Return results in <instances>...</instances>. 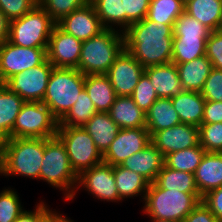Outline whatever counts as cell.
I'll return each mask as SVG.
<instances>
[{
	"instance_id": "cell-1",
	"label": "cell",
	"mask_w": 222,
	"mask_h": 222,
	"mask_svg": "<svg viewBox=\"0 0 222 222\" xmlns=\"http://www.w3.org/2000/svg\"><path fill=\"white\" fill-rule=\"evenodd\" d=\"M125 49L144 67L172 61L173 27L146 17L124 32Z\"/></svg>"
},
{
	"instance_id": "cell-2",
	"label": "cell",
	"mask_w": 222,
	"mask_h": 222,
	"mask_svg": "<svg viewBox=\"0 0 222 222\" xmlns=\"http://www.w3.org/2000/svg\"><path fill=\"white\" fill-rule=\"evenodd\" d=\"M44 138H10L1 141L0 175L36 179L40 176Z\"/></svg>"
},
{
	"instance_id": "cell-3",
	"label": "cell",
	"mask_w": 222,
	"mask_h": 222,
	"mask_svg": "<svg viewBox=\"0 0 222 222\" xmlns=\"http://www.w3.org/2000/svg\"><path fill=\"white\" fill-rule=\"evenodd\" d=\"M124 48L123 32L104 29L83 41L77 69L84 75L106 74Z\"/></svg>"
},
{
	"instance_id": "cell-4",
	"label": "cell",
	"mask_w": 222,
	"mask_h": 222,
	"mask_svg": "<svg viewBox=\"0 0 222 222\" xmlns=\"http://www.w3.org/2000/svg\"><path fill=\"white\" fill-rule=\"evenodd\" d=\"M201 201L199 193L166 190L153 182L149 183L142 211L151 219L182 222Z\"/></svg>"
},
{
	"instance_id": "cell-5",
	"label": "cell",
	"mask_w": 222,
	"mask_h": 222,
	"mask_svg": "<svg viewBox=\"0 0 222 222\" xmlns=\"http://www.w3.org/2000/svg\"><path fill=\"white\" fill-rule=\"evenodd\" d=\"M39 180L63 191L65 201H70L75 195L78 176L71 168L65 145L57 136L44 139Z\"/></svg>"
},
{
	"instance_id": "cell-6",
	"label": "cell",
	"mask_w": 222,
	"mask_h": 222,
	"mask_svg": "<svg viewBox=\"0 0 222 222\" xmlns=\"http://www.w3.org/2000/svg\"><path fill=\"white\" fill-rule=\"evenodd\" d=\"M84 84L85 75L78 69L53 67L42 102L60 121L78 100Z\"/></svg>"
},
{
	"instance_id": "cell-7",
	"label": "cell",
	"mask_w": 222,
	"mask_h": 222,
	"mask_svg": "<svg viewBox=\"0 0 222 222\" xmlns=\"http://www.w3.org/2000/svg\"><path fill=\"white\" fill-rule=\"evenodd\" d=\"M55 25L38 3L28 13L10 22L8 40L22 47L47 48Z\"/></svg>"
},
{
	"instance_id": "cell-8",
	"label": "cell",
	"mask_w": 222,
	"mask_h": 222,
	"mask_svg": "<svg viewBox=\"0 0 222 222\" xmlns=\"http://www.w3.org/2000/svg\"><path fill=\"white\" fill-rule=\"evenodd\" d=\"M59 121L43 102H25L16 118L11 134L6 138H53Z\"/></svg>"
},
{
	"instance_id": "cell-9",
	"label": "cell",
	"mask_w": 222,
	"mask_h": 222,
	"mask_svg": "<svg viewBox=\"0 0 222 222\" xmlns=\"http://www.w3.org/2000/svg\"><path fill=\"white\" fill-rule=\"evenodd\" d=\"M56 136L65 145L69 163L77 176L103 162L102 154L83 127H58Z\"/></svg>"
},
{
	"instance_id": "cell-10",
	"label": "cell",
	"mask_w": 222,
	"mask_h": 222,
	"mask_svg": "<svg viewBox=\"0 0 222 222\" xmlns=\"http://www.w3.org/2000/svg\"><path fill=\"white\" fill-rule=\"evenodd\" d=\"M53 67L46 59L41 65L17 73L2 84L25 102H42Z\"/></svg>"
},
{
	"instance_id": "cell-11",
	"label": "cell",
	"mask_w": 222,
	"mask_h": 222,
	"mask_svg": "<svg viewBox=\"0 0 222 222\" xmlns=\"http://www.w3.org/2000/svg\"><path fill=\"white\" fill-rule=\"evenodd\" d=\"M47 48H29L11 43L0 45V82L13 75L41 65L47 59Z\"/></svg>"
},
{
	"instance_id": "cell-12",
	"label": "cell",
	"mask_w": 222,
	"mask_h": 222,
	"mask_svg": "<svg viewBox=\"0 0 222 222\" xmlns=\"http://www.w3.org/2000/svg\"><path fill=\"white\" fill-rule=\"evenodd\" d=\"M83 189L91 194L93 198H97L100 201L106 202H121L118 195L117 186L115 183L114 177V166H111L107 163H100L91 167L88 170H84L78 176V183L75 190V195L72 197H76V193ZM79 188V189H78Z\"/></svg>"
},
{
	"instance_id": "cell-13",
	"label": "cell",
	"mask_w": 222,
	"mask_h": 222,
	"mask_svg": "<svg viewBox=\"0 0 222 222\" xmlns=\"http://www.w3.org/2000/svg\"><path fill=\"white\" fill-rule=\"evenodd\" d=\"M145 68L124 48L105 74L116 96H131Z\"/></svg>"
},
{
	"instance_id": "cell-14",
	"label": "cell",
	"mask_w": 222,
	"mask_h": 222,
	"mask_svg": "<svg viewBox=\"0 0 222 222\" xmlns=\"http://www.w3.org/2000/svg\"><path fill=\"white\" fill-rule=\"evenodd\" d=\"M82 43L55 25L46 49L47 59L54 67L77 69Z\"/></svg>"
},
{
	"instance_id": "cell-15",
	"label": "cell",
	"mask_w": 222,
	"mask_h": 222,
	"mask_svg": "<svg viewBox=\"0 0 222 222\" xmlns=\"http://www.w3.org/2000/svg\"><path fill=\"white\" fill-rule=\"evenodd\" d=\"M149 143L150 133L146 128L120 129L103 155V162L111 166L121 165L127 157L142 151Z\"/></svg>"
},
{
	"instance_id": "cell-16",
	"label": "cell",
	"mask_w": 222,
	"mask_h": 222,
	"mask_svg": "<svg viewBox=\"0 0 222 222\" xmlns=\"http://www.w3.org/2000/svg\"><path fill=\"white\" fill-rule=\"evenodd\" d=\"M150 141L165 157L169 153L199 145V130L195 125L181 123L152 133Z\"/></svg>"
},
{
	"instance_id": "cell-17",
	"label": "cell",
	"mask_w": 222,
	"mask_h": 222,
	"mask_svg": "<svg viewBox=\"0 0 222 222\" xmlns=\"http://www.w3.org/2000/svg\"><path fill=\"white\" fill-rule=\"evenodd\" d=\"M56 25L81 41L88 40L106 29L91 2L74 10Z\"/></svg>"
},
{
	"instance_id": "cell-18",
	"label": "cell",
	"mask_w": 222,
	"mask_h": 222,
	"mask_svg": "<svg viewBox=\"0 0 222 222\" xmlns=\"http://www.w3.org/2000/svg\"><path fill=\"white\" fill-rule=\"evenodd\" d=\"M144 73L148 76L158 98H173L184 91L177 66L172 62L146 67Z\"/></svg>"
},
{
	"instance_id": "cell-19",
	"label": "cell",
	"mask_w": 222,
	"mask_h": 222,
	"mask_svg": "<svg viewBox=\"0 0 222 222\" xmlns=\"http://www.w3.org/2000/svg\"><path fill=\"white\" fill-rule=\"evenodd\" d=\"M121 166L138 173L149 183H153L164 166V156L156 146L149 143L142 151L127 157Z\"/></svg>"
},
{
	"instance_id": "cell-20",
	"label": "cell",
	"mask_w": 222,
	"mask_h": 222,
	"mask_svg": "<svg viewBox=\"0 0 222 222\" xmlns=\"http://www.w3.org/2000/svg\"><path fill=\"white\" fill-rule=\"evenodd\" d=\"M201 197L222 186V153L205 152L200 165L194 172Z\"/></svg>"
},
{
	"instance_id": "cell-21",
	"label": "cell",
	"mask_w": 222,
	"mask_h": 222,
	"mask_svg": "<svg viewBox=\"0 0 222 222\" xmlns=\"http://www.w3.org/2000/svg\"><path fill=\"white\" fill-rule=\"evenodd\" d=\"M83 128L92 137L96 148L102 156L108 150L110 144L121 129L111 119L108 112H96Z\"/></svg>"
},
{
	"instance_id": "cell-22",
	"label": "cell",
	"mask_w": 222,
	"mask_h": 222,
	"mask_svg": "<svg viewBox=\"0 0 222 222\" xmlns=\"http://www.w3.org/2000/svg\"><path fill=\"white\" fill-rule=\"evenodd\" d=\"M111 119L121 128H146V113L131 96H116L108 112Z\"/></svg>"
},
{
	"instance_id": "cell-23",
	"label": "cell",
	"mask_w": 222,
	"mask_h": 222,
	"mask_svg": "<svg viewBox=\"0 0 222 222\" xmlns=\"http://www.w3.org/2000/svg\"><path fill=\"white\" fill-rule=\"evenodd\" d=\"M171 100L181 123L197 127L202 124L205 99L200 92L183 91Z\"/></svg>"
},
{
	"instance_id": "cell-24",
	"label": "cell",
	"mask_w": 222,
	"mask_h": 222,
	"mask_svg": "<svg viewBox=\"0 0 222 222\" xmlns=\"http://www.w3.org/2000/svg\"><path fill=\"white\" fill-rule=\"evenodd\" d=\"M176 66L184 91L194 92L202 91L204 83L213 68L206 55Z\"/></svg>"
},
{
	"instance_id": "cell-25",
	"label": "cell",
	"mask_w": 222,
	"mask_h": 222,
	"mask_svg": "<svg viewBox=\"0 0 222 222\" xmlns=\"http://www.w3.org/2000/svg\"><path fill=\"white\" fill-rule=\"evenodd\" d=\"M84 88L97 112H109L116 94L105 74L85 75Z\"/></svg>"
},
{
	"instance_id": "cell-26",
	"label": "cell",
	"mask_w": 222,
	"mask_h": 222,
	"mask_svg": "<svg viewBox=\"0 0 222 222\" xmlns=\"http://www.w3.org/2000/svg\"><path fill=\"white\" fill-rule=\"evenodd\" d=\"M181 124L171 98H158L146 113V129L150 135Z\"/></svg>"
},
{
	"instance_id": "cell-27",
	"label": "cell",
	"mask_w": 222,
	"mask_h": 222,
	"mask_svg": "<svg viewBox=\"0 0 222 222\" xmlns=\"http://www.w3.org/2000/svg\"><path fill=\"white\" fill-rule=\"evenodd\" d=\"M114 177L118 195L122 202L125 198L127 200V198L130 199L139 195L143 202L149 186V182L144 177L121 165L114 166Z\"/></svg>"
},
{
	"instance_id": "cell-28",
	"label": "cell",
	"mask_w": 222,
	"mask_h": 222,
	"mask_svg": "<svg viewBox=\"0 0 222 222\" xmlns=\"http://www.w3.org/2000/svg\"><path fill=\"white\" fill-rule=\"evenodd\" d=\"M222 0H188L184 11L211 31L221 30Z\"/></svg>"
},
{
	"instance_id": "cell-29",
	"label": "cell",
	"mask_w": 222,
	"mask_h": 222,
	"mask_svg": "<svg viewBox=\"0 0 222 222\" xmlns=\"http://www.w3.org/2000/svg\"><path fill=\"white\" fill-rule=\"evenodd\" d=\"M25 101L16 93L0 85V140L6 139L12 132L16 118Z\"/></svg>"
},
{
	"instance_id": "cell-30",
	"label": "cell",
	"mask_w": 222,
	"mask_h": 222,
	"mask_svg": "<svg viewBox=\"0 0 222 222\" xmlns=\"http://www.w3.org/2000/svg\"><path fill=\"white\" fill-rule=\"evenodd\" d=\"M154 183L162 189L179 190L183 193H199L194 174L177 171L165 164L159 171Z\"/></svg>"
},
{
	"instance_id": "cell-31",
	"label": "cell",
	"mask_w": 222,
	"mask_h": 222,
	"mask_svg": "<svg viewBox=\"0 0 222 222\" xmlns=\"http://www.w3.org/2000/svg\"><path fill=\"white\" fill-rule=\"evenodd\" d=\"M90 2L106 29L125 31V12H123L122 0H90Z\"/></svg>"
},
{
	"instance_id": "cell-32",
	"label": "cell",
	"mask_w": 222,
	"mask_h": 222,
	"mask_svg": "<svg viewBox=\"0 0 222 222\" xmlns=\"http://www.w3.org/2000/svg\"><path fill=\"white\" fill-rule=\"evenodd\" d=\"M207 38L174 37L172 63L181 64L205 56Z\"/></svg>"
},
{
	"instance_id": "cell-33",
	"label": "cell",
	"mask_w": 222,
	"mask_h": 222,
	"mask_svg": "<svg viewBox=\"0 0 222 222\" xmlns=\"http://www.w3.org/2000/svg\"><path fill=\"white\" fill-rule=\"evenodd\" d=\"M204 148L197 146L169 153L164 157V164L174 170L194 174L205 154Z\"/></svg>"
},
{
	"instance_id": "cell-34",
	"label": "cell",
	"mask_w": 222,
	"mask_h": 222,
	"mask_svg": "<svg viewBox=\"0 0 222 222\" xmlns=\"http://www.w3.org/2000/svg\"><path fill=\"white\" fill-rule=\"evenodd\" d=\"M85 88L68 113L59 121L58 127H83L96 113Z\"/></svg>"
},
{
	"instance_id": "cell-35",
	"label": "cell",
	"mask_w": 222,
	"mask_h": 222,
	"mask_svg": "<svg viewBox=\"0 0 222 222\" xmlns=\"http://www.w3.org/2000/svg\"><path fill=\"white\" fill-rule=\"evenodd\" d=\"M184 5L181 0H150L146 18L174 28L176 19L184 12Z\"/></svg>"
},
{
	"instance_id": "cell-36",
	"label": "cell",
	"mask_w": 222,
	"mask_h": 222,
	"mask_svg": "<svg viewBox=\"0 0 222 222\" xmlns=\"http://www.w3.org/2000/svg\"><path fill=\"white\" fill-rule=\"evenodd\" d=\"M88 2L90 0H38L39 5L46 11L55 24Z\"/></svg>"
},
{
	"instance_id": "cell-37",
	"label": "cell",
	"mask_w": 222,
	"mask_h": 222,
	"mask_svg": "<svg viewBox=\"0 0 222 222\" xmlns=\"http://www.w3.org/2000/svg\"><path fill=\"white\" fill-rule=\"evenodd\" d=\"M174 37L208 38L211 30L185 11L176 19Z\"/></svg>"
},
{
	"instance_id": "cell-38",
	"label": "cell",
	"mask_w": 222,
	"mask_h": 222,
	"mask_svg": "<svg viewBox=\"0 0 222 222\" xmlns=\"http://www.w3.org/2000/svg\"><path fill=\"white\" fill-rule=\"evenodd\" d=\"M18 192L8 187L0 191V222H14L24 211Z\"/></svg>"
},
{
	"instance_id": "cell-39",
	"label": "cell",
	"mask_w": 222,
	"mask_h": 222,
	"mask_svg": "<svg viewBox=\"0 0 222 222\" xmlns=\"http://www.w3.org/2000/svg\"><path fill=\"white\" fill-rule=\"evenodd\" d=\"M199 130V144L206 152L222 153V122L201 124Z\"/></svg>"
},
{
	"instance_id": "cell-40",
	"label": "cell",
	"mask_w": 222,
	"mask_h": 222,
	"mask_svg": "<svg viewBox=\"0 0 222 222\" xmlns=\"http://www.w3.org/2000/svg\"><path fill=\"white\" fill-rule=\"evenodd\" d=\"M131 97L135 104L145 113L149 111L152 104L158 99L156 91L145 73L140 77Z\"/></svg>"
},
{
	"instance_id": "cell-41",
	"label": "cell",
	"mask_w": 222,
	"mask_h": 222,
	"mask_svg": "<svg viewBox=\"0 0 222 222\" xmlns=\"http://www.w3.org/2000/svg\"><path fill=\"white\" fill-rule=\"evenodd\" d=\"M122 3L125 12V30L147 16L150 0H122Z\"/></svg>"
},
{
	"instance_id": "cell-42",
	"label": "cell",
	"mask_w": 222,
	"mask_h": 222,
	"mask_svg": "<svg viewBox=\"0 0 222 222\" xmlns=\"http://www.w3.org/2000/svg\"><path fill=\"white\" fill-rule=\"evenodd\" d=\"M36 4L38 0H0V10L11 22L28 13Z\"/></svg>"
},
{
	"instance_id": "cell-43",
	"label": "cell",
	"mask_w": 222,
	"mask_h": 222,
	"mask_svg": "<svg viewBox=\"0 0 222 222\" xmlns=\"http://www.w3.org/2000/svg\"><path fill=\"white\" fill-rule=\"evenodd\" d=\"M200 93L205 101L222 102V70L212 68Z\"/></svg>"
},
{
	"instance_id": "cell-44",
	"label": "cell",
	"mask_w": 222,
	"mask_h": 222,
	"mask_svg": "<svg viewBox=\"0 0 222 222\" xmlns=\"http://www.w3.org/2000/svg\"><path fill=\"white\" fill-rule=\"evenodd\" d=\"M205 55L213 68L222 70V30L211 31L206 40Z\"/></svg>"
},
{
	"instance_id": "cell-45",
	"label": "cell",
	"mask_w": 222,
	"mask_h": 222,
	"mask_svg": "<svg viewBox=\"0 0 222 222\" xmlns=\"http://www.w3.org/2000/svg\"><path fill=\"white\" fill-rule=\"evenodd\" d=\"M202 202L222 222V186L204 195Z\"/></svg>"
},
{
	"instance_id": "cell-46",
	"label": "cell",
	"mask_w": 222,
	"mask_h": 222,
	"mask_svg": "<svg viewBox=\"0 0 222 222\" xmlns=\"http://www.w3.org/2000/svg\"><path fill=\"white\" fill-rule=\"evenodd\" d=\"M182 222H218V220L201 201Z\"/></svg>"
},
{
	"instance_id": "cell-47",
	"label": "cell",
	"mask_w": 222,
	"mask_h": 222,
	"mask_svg": "<svg viewBox=\"0 0 222 222\" xmlns=\"http://www.w3.org/2000/svg\"><path fill=\"white\" fill-rule=\"evenodd\" d=\"M44 201L36 204L35 209L25 210L15 219L14 222H38L50 209Z\"/></svg>"
},
{
	"instance_id": "cell-48",
	"label": "cell",
	"mask_w": 222,
	"mask_h": 222,
	"mask_svg": "<svg viewBox=\"0 0 222 222\" xmlns=\"http://www.w3.org/2000/svg\"><path fill=\"white\" fill-rule=\"evenodd\" d=\"M222 122V102L205 101L202 124Z\"/></svg>"
},
{
	"instance_id": "cell-49",
	"label": "cell",
	"mask_w": 222,
	"mask_h": 222,
	"mask_svg": "<svg viewBox=\"0 0 222 222\" xmlns=\"http://www.w3.org/2000/svg\"><path fill=\"white\" fill-rule=\"evenodd\" d=\"M10 21L5 14L0 10V45L6 42L9 38Z\"/></svg>"
},
{
	"instance_id": "cell-50",
	"label": "cell",
	"mask_w": 222,
	"mask_h": 222,
	"mask_svg": "<svg viewBox=\"0 0 222 222\" xmlns=\"http://www.w3.org/2000/svg\"><path fill=\"white\" fill-rule=\"evenodd\" d=\"M52 210L50 209L38 222H60L65 217V215L60 214V211Z\"/></svg>"
},
{
	"instance_id": "cell-51",
	"label": "cell",
	"mask_w": 222,
	"mask_h": 222,
	"mask_svg": "<svg viewBox=\"0 0 222 222\" xmlns=\"http://www.w3.org/2000/svg\"><path fill=\"white\" fill-rule=\"evenodd\" d=\"M150 222H176V221H168V220H163V219H151Z\"/></svg>"
},
{
	"instance_id": "cell-52",
	"label": "cell",
	"mask_w": 222,
	"mask_h": 222,
	"mask_svg": "<svg viewBox=\"0 0 222 222\" xmlns=\"http://www.w3.org/2000/svg\"><path fill=\"white\" fill-rule=\"evenodd\" d=\"M60 222H74V220H71L67 216H65Z\"/></svg>"
},
{
	"instance_id": "cell-53",
	"label": "cell",
	"mask_w": 222,
	"mask_h": 222,
	"mask_svg": "<svg viewBox=\"0 0 222 222\" xmlns=\"http://www.w3.org/2000/svg\"><path fill=\"white\" fill-rule=\"evenodd\" d=\"M221 30H222V10H221Z\"/></svg>"
}]
</instances>
